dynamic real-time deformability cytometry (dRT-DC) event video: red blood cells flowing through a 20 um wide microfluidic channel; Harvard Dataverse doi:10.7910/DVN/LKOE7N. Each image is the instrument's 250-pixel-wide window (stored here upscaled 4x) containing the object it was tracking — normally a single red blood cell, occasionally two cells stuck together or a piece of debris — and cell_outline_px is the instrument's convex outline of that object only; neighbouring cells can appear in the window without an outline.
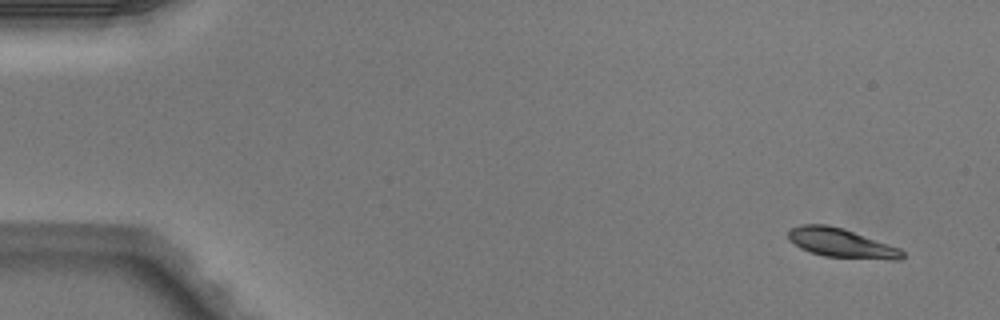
{"species": "Egyptian fruit bat (a non-hibernating species)", "species_latin": "Rousettus aegyptiacus", "temperature_condition": "warm", "stored_images_in_passage": 5, "camera_frame_rate_fps": 3000, "um_per_image_px": 0.085, "animal": {"sex": "male"}, "frame": {"image": 1, "passage_image": 1, "time_ms": 0.0, "image_size_px": [1000, 320], "cell_outline_px": [[904, 256], [900, 260], [892, 260], [824, 256], [808, 252], [800, 248], [788, 240], [788, 232], [792, 228], [800, 224], [828, 224], [844, 228], [900, 248], [904, 252]], "centroid_in_image_um": [71.5, 20.65], "position_along_channel_um": 13.5, "area_um2": 19.54}}
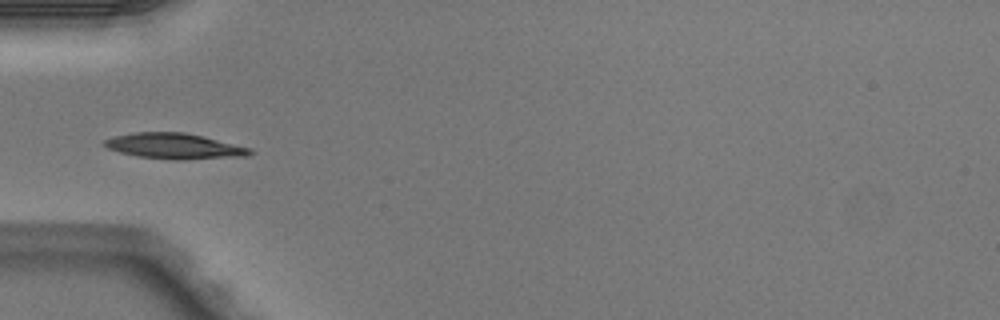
{"frame": {"image": 2, "passage_image": 5, "time_ms": 1.333, "image_size_px": [1000, 320], "cell_outline_px": [[256, 152], [248, 156], [184, 160], [172, 160], [136, 156], [120, 152], [108, 148], [104, 144], [104, 140], [116, 136], [136, 132], [184, 132], [204, 136], [252, 148]], "centroid_in_image_um": [14.91, 12.43], "position_along_channel_um": 70.1, "area_um2": 21.91}}